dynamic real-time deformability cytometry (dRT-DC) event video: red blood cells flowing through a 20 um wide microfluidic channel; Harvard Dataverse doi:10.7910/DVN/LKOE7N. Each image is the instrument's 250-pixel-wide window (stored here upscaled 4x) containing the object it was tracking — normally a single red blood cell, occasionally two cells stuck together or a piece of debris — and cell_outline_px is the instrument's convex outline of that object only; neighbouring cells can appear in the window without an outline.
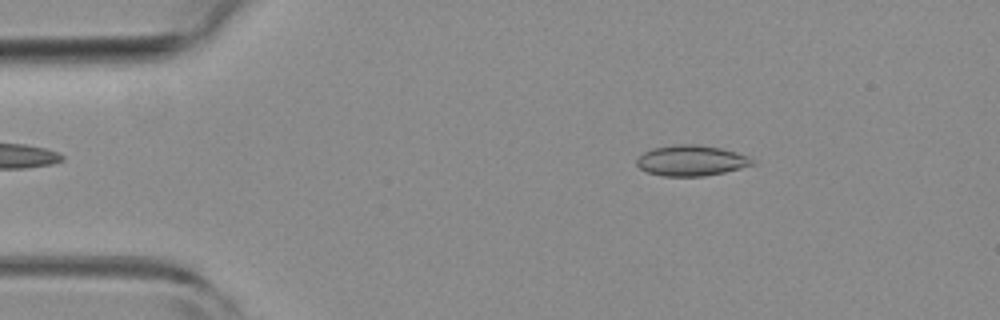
{"species": "common noctule bat (a hibernating species)", "species_latin": "Nyctalus noctula", "temperature_condition": "room temperature", "stored_images_in_passage": 3, "camera_frame_rate_fps": 3000, "um_per_image_px": 0.085, "animal": {"sex": "female", "body_mass_g": 19.3, "forearm_length_mm": 54.1}, "frame": {"image": 1, "passage_image": 1, "time_ms": 0.0, "image_size_px": [1000, 320], "cell_outline_px": [[756, 164], [724, 172], [704, 176], [664, 176], [648, 172], [640, 168], [636, 164], [636, 160], [644, 152], [652, 148], [672, 144], [700, 144], [720, 148], [736, 152], [748, 156], [756, 160]], "centroid_in_image_um": [58.77, 13.64], "position_along_channel_um": 26.2, "area_um2": 20.75}}
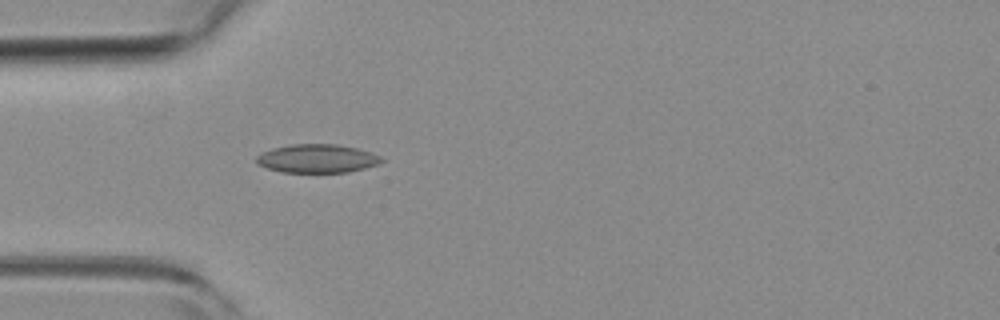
{"frame": {"image": 2, "passage_image": 3, "time_ms": 0.667, "image_size_px": [1000, 320], "cell_outline_px": [[384, 160], [376, 164], [364, 168], [348, 172], [280, 172], [256, 164], [256, 156], [260, 152], [272, 148], [292, 144], [336, 144], [356, 148], [372, 152], [380, 156]], "centroid_in_image_um": [26.91, 13.47], "position_along_channel_um": 58.1, "area_um2": 20.81}}